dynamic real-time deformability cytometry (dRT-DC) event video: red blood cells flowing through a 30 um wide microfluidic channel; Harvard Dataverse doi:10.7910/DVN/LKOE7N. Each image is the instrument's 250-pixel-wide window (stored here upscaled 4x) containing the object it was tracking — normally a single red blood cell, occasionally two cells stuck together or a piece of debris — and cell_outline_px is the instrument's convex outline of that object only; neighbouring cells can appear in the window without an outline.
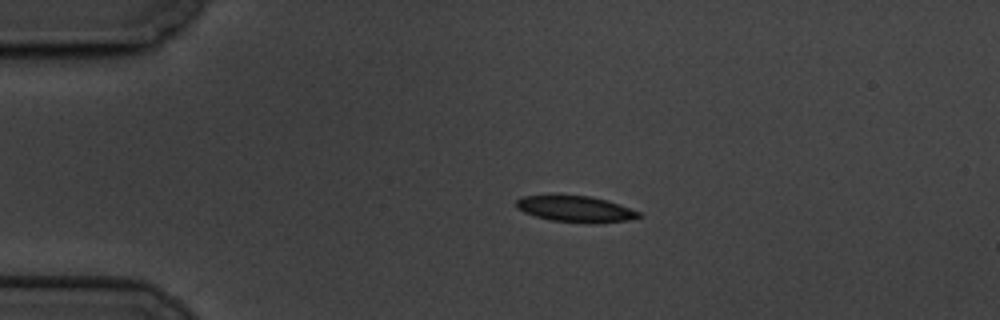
{"species": "common noctule bat (a hibernating species)", "species_latin": "Nyctalus noctula", "temperature_condition": "cold", "stored_images_in_passage": 49, "camera_frame_rate_fps": 3000, "um_per_image_px": 0.085, "animal": {"sex": "male", "body_mass_g": 19.5, "forearm_length_mm": 54.6}, "frame": {"image": 1, "passage_image": 1, "time_ms": 0.0, "image_size_px": [1000, 320], "cell_outline_px": [[640, 216], [628, 220], [592, 224], [552, 220], [536, 216], [524, 212], [516, 208], [516, 200], [524, 196], [588, 196], [608, 200], [620, 204], [640, 212]], "centroid_in_image_um": [48.95, 17.78], "position_along_channel_um": 36.1, "area_um2": 18.44}}
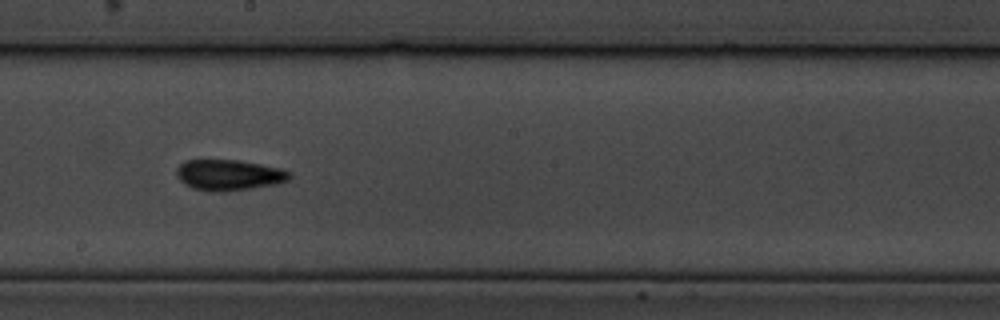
{"frame": {"image": 2, "passage_image": 22, "time_ms": 7.0, "image_size_px": [1000, 320], "cell_outline_px": [[292, 176], [288, 180], [276, 184], [220, 192], [212, 192], [192, 188], [184, 184], [176, 176], [176, 168], [184, 160], [236, 160], [260, 164], [280, 168], [292, 172]], "centroid_in_image_um": [19.43, 14.87], "position_along_channel_um": 228.8, "area_um2": 20.29}}
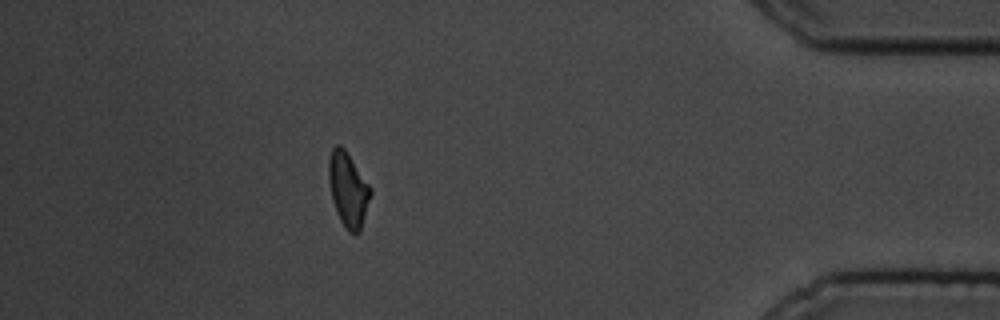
{"frame": {"image": 3, "passage_image": 42, "time_ms": 13.667, "image_size_px": [1000, 320], "cell_outline_px": [[372, 192], [360, 232], [348, 232], [340, 220], [336, 212], [332, 200], [328, 180], [328, 160], [332, 148], [336, 144], [340, 144], [344, 148], [372, 188]], "centroid_in_image_um": [29.58, 16.09], "position_along_channel_um": 405.6, "area_um2": 18.21}, "authors_computed_cell_mechanics": {"area_um2": 18.496, "velocity_mm_per_s": 3.3081, "shape_relaxation_time_tau1_ms": 6.0165, "shape_relaxation_time_tau2_ms": 6.3341, "deformation_change_tau1": 0.1587, "deformation_change_tau2": 0.1437}}